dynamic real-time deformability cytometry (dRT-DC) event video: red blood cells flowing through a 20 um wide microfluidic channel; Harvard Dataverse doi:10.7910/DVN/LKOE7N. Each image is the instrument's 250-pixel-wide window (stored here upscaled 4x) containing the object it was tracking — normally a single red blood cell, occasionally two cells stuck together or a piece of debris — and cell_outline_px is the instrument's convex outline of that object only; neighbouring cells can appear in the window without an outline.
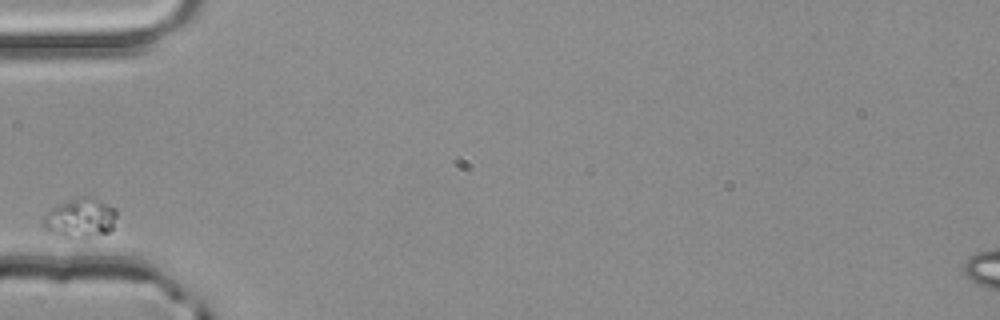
{"species": "common noctule bat (a hibernating species)", "species_latin": "Nyctalus noctula", "temperature_condition": "room temperature", "stored_images_in_passage": 1, "camera_frame_rate_fps": 3000, "um_per_image_px": 0.085, "animal": {"sex": "male", "body_mass_g": 20.4}, "frame": {"image": 1, "passage_image": 1, "time_ms": 0.0, "image_size_px": [1000, 320], "cell_outline_px": [[116, 216], [112, 228], [108, 232], [84, 240], [64, 240], [48, 232], [40, 224], [40, 220], [52, 208], [76, 196], [92, 196], [116, 208]], "centroid_in_image_um": [6.77, 18.59], "position_along_channel_um": 78.2, "area_um2": 17.86}}